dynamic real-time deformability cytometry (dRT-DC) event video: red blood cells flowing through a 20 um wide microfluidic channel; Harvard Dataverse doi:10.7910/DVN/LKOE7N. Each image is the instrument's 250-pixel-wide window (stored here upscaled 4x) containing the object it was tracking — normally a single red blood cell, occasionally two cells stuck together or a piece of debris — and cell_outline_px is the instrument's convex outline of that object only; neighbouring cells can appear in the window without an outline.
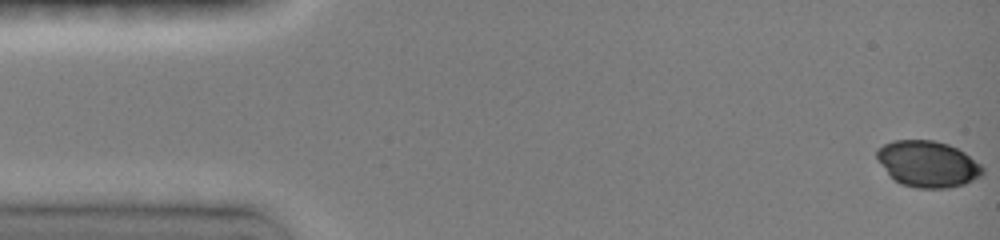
{"species": "common noctule bat (a hibernating species)", "species_latin": "Nyctalus noctula", "temperature_condition": "room temperature", "stored_images_in_passage": 68, "camera_frame_rate_fps": 3000, "um_per_image_px": 0.085, "animal": {"sex": "female", "body_mass_g": 19.0, "forearm_length_mm": 51.5}, "frame": {"image": 1, "passage_image": 1, "time_ms": 0.0, "image_size_px": [1000, 240], "cell_outline_px": [[984, 172], [980, 176], [964, 184], [948, 188], [916, 188], [900, 184], [888, 176], [876, 156], [876, 152], [884, 144], [892, 140], [932, 140], [948, 144], [964, 152], [980, 164], [984, 168]], "centroid_in_image_um": [78.84, 13.94], "position_along_channel_um": 6.2, "area_um2": 28.5}}
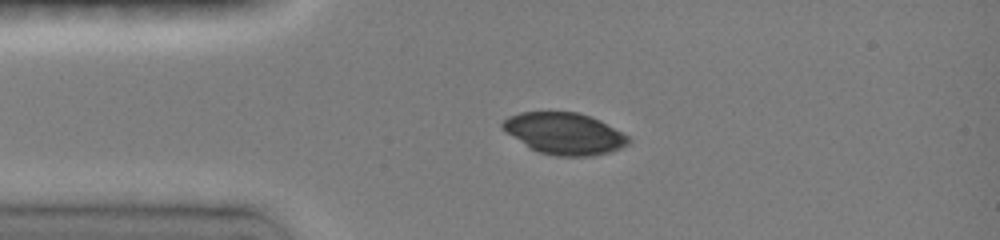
{"frame": {"image": 2, "passage_image": 18, "time_ms": 3.333, "image_size_px": [1000, 240], "cell_outline_px": [[632, 140], [628, 144], [612, 152], [592, 156], [556, 156], [536, 152], [504, 132], [500, 128], [500, 124], [508, 116], [520, 112], [576, 112], [600, 120], [628, 136]], "centroid_in_image_um": [47.94, 11.36], "position_along_channel_um": 37.1, "area_um2": 30.75}}
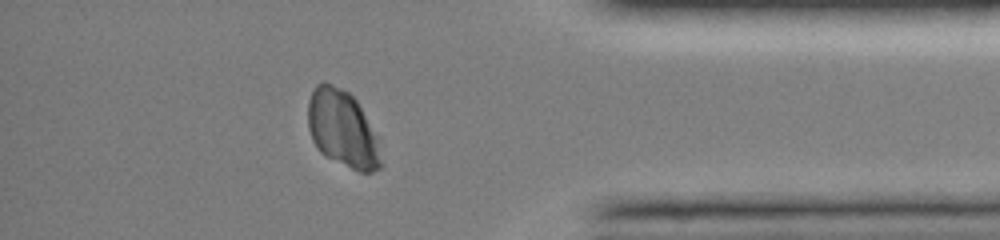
{"frame": {"image": 3, "passage_image": 62, "time_ms": 13.333, "image_size_px": [1000, 240], "cell_outline_px": [[384, 164], [380, 168], [372, 172], [360, 172], [324, 156], [320, 152], [312, 140], [308, 128], [308, 100], [316, 84], [324, 80], [348, 92], [356, 100], [376, 136]], "centroid_in_image_um": [29.1, 10.97], "position_along_channel_um": 406.1, "area_um2": 32.71}}